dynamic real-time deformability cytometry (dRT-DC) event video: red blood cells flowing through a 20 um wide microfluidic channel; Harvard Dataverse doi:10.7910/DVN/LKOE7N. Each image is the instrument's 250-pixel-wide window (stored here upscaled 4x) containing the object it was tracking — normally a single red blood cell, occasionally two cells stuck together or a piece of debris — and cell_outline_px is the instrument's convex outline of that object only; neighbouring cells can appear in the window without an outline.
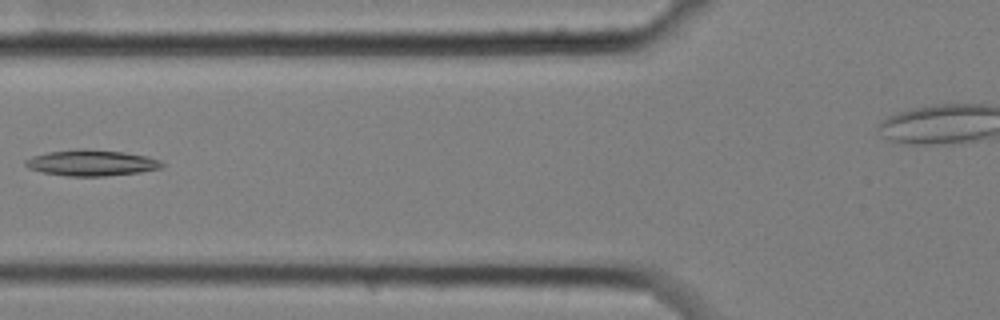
{"species": "common noctule bat (a hibernating species)", "species_latin": "Nyctalus noctula", "temperature_condition": "cold", "stored_images_in_passage": 5, "camera_frame_rate_fps": 3000, "um_per_image_px": 0.085, "animal": {"sex": "female", "body_mass_g": 25.1}, "frame": {"image": 1, "passage_image": 5, "time_ms": 1.333, "image_size_px": [1000, 320], "cell_outline_px": [[164, 164], [160, 168], [140, 172], [104, 176], [68, 176], [44, 172], [28, 168], [24, 164], [24, 160], [32, 156], [48, 152], [76, 148], [84, 148], [124, 152], [144, 156], [160, 160]], "centroid_in_image_um": [7.74, 13.83], "position_along_channel_um": 118.1, "area_um2": 20.63}}